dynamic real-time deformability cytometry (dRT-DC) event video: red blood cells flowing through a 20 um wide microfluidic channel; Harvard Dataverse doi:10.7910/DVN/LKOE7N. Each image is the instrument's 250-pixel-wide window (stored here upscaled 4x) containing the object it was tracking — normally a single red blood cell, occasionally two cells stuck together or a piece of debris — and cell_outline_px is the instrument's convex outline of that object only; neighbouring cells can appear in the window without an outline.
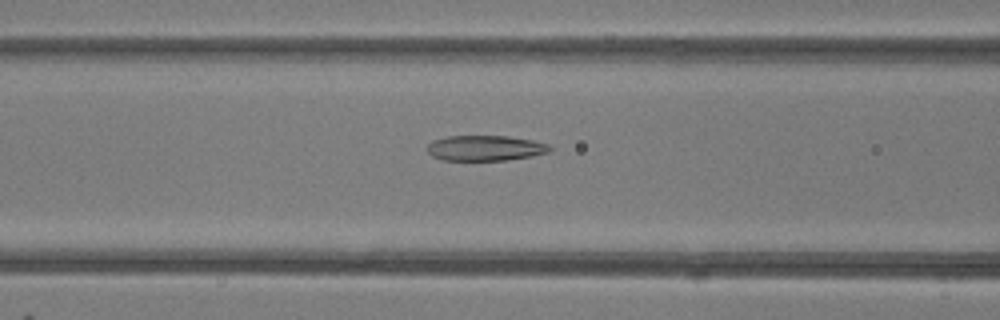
{"species": "common noctule bat (a hibernating species)", "species_latin": "Nyctalus noctula", "temperature_condition": "room temperature", "stored_images_in_passage": 45, "camera_frame_rate_fps": 3000, "um_per_image_px": 0.085, "animal": {"sex": "female"}, "frame": {"image": 1, "passage_image": 16, "time_ms": 5.0, "image_size_px": [1000, 320], "cell_outline_px": [[552, 148], [548, 152], [532, 156], [508, 160], [444, 160], [432, 156], [424, 148], [432, 140], [448, 136], [508, 136], [532, 140], [548, 144]], "centroid_in_image_um": [41.21, 12.58], "position_along_channel_um": 125.4, "area_um2": 18.21}}
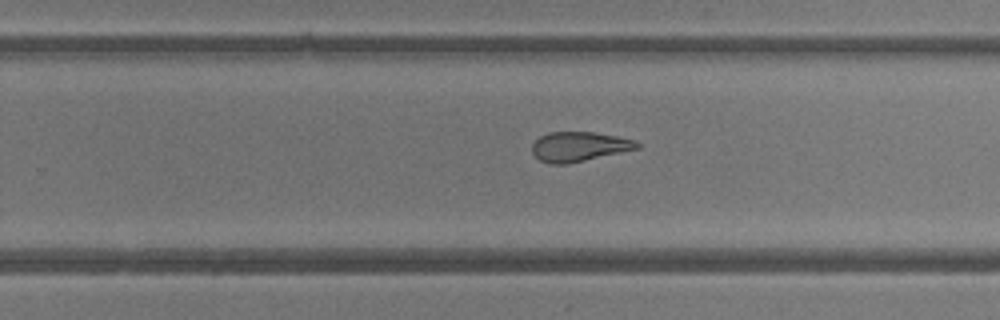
{"frame": {"image": 2, "passage_image": 27, "time_ms": 8.667, "image_size_px": [1000, 320], "cell_outline_px": [[640, 148], [568, 164], [548, 164], [540, 160], [532, 152], [532, 144], [540, 136], [548, 132], [592, 132], [616, 136], [636, 140], [640, 144]], "centroid_in_image_um": [49.22, 12.46], "position_along_channel_um": 280.6, "area_um2": 18.15}}
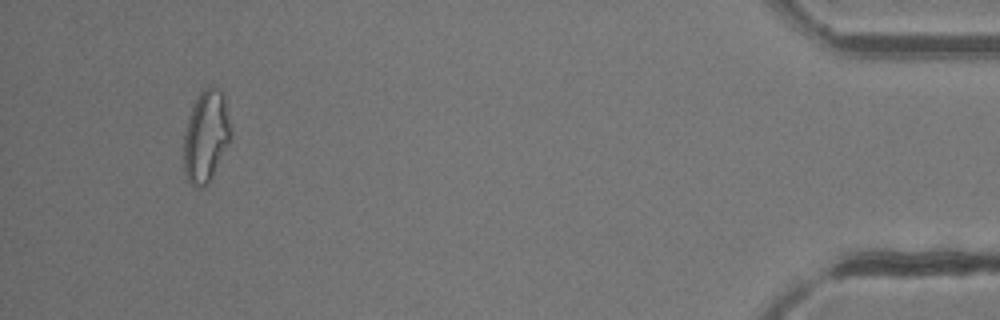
{"frame": {"image": 3, "passage_image": 42, "time_ms": 13.667, "image_size_px": [1000, 320], "cell_outline_px": [[232, 136], [208, 184], [200, 188], [192, 188], [184, 172], [184, 132], [192, 108], [200, 92], [204, 88], [212, 84], [224, 92]], "centroid_in_image_um": [17.51, 11.58], "position_along_channel_um": 417.7, "area_um2": 25.26}, "authors_computed_cell_mechanics": {"area_um2": 21.097, "velocity_mm_per_s": 4.232, "shape_relaxation_time_tau1_ms": null, "shape_relaxation_time_tau2_ms": 2.6349, "deformation_change_tau1": null, "deformation_change_tau2": 0.1204}}